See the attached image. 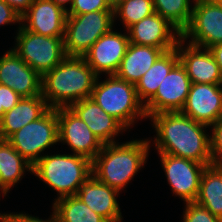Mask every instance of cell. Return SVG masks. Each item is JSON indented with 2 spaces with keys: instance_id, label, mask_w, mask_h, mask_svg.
Masks as SVG:
<instances>
[{
  "instance_id": "cell-1",
  "label": "cell",
  "mask_w": 222,
  "mask_h": 222,
  "mask_svg": "<svg viewBox=\"0 0 222 222\" xmlns=\"http://www.w3.org/2000/svg\"><path fill=\"white\" fill-rule=\"evenodd\" d=\"M157 137L154 140L159 154H170L212 165L211 142L206 128L185 116L181 111L161 112L150 117ZM205 127V128H204Z\"/></svg>"
},
{
  "instance_id": "cell-2",
  "label": "cell",
  "mask_w": 222,
  "mask_h": 222,
  "mask_svg": "<svg viewBox=\"0 0 222 222\" xmlns=\"http://www.w3.org/2000/svg\"><path fill=\"white\" fill-rule=\"evenodd\" d=\"M97 78L84 57L66 56L42 76L41 95L50 108H70L91 97Z\"/></svg>"
},
{
  "instance_id": "cell-3",
  "label": "cell",
  "mask_w": 222,
  "mask_h": 222,
  "mask_svg": "<svg viewBox=\"0 0 222 222\" xmlns=\"http://www.w3.org/2000/svg\"><path fill=\"white\" fill-rule=\"evenodd\" d=\"M147 140L104 144L92 160V175L119 192L146 163L150 144Z\"/></svg>"
},
{
  "instance_id": "cell-4",
  "label": "cell",
  "mask_w": 222,
  "mask_h": 222,
  "mask_svg": "<svg viewBox=\"0 0 222 222\" xmlns=\"http://www.w3.org/2000/svg\"><path fill=\"white\" fill-rule=\"evenodd\" d=\"M59 194L57 199L75 196L80 186L92 175V161L76 154L43 155L32 171Z\"/></svg>"
},
{
  "instance_id": "cell-5",
  "label": "cell",
  "mask_w": 222,
  "mask_h": 222,
  "mask_svg": "<svg viewBox=\"0 0 222 222\" xmlns=\"http://www.w3.org/2000/svg\"><path fill=\"white\" fill-rule=\"evenodd\" d=\"M98 76L91 93L93 99L106 113L117 119L127 130L139 117L147 118L144 104L138 99L135 85L108 75L103 82Z\"/></svg>"
},
{
  "instance_id": "cell-6",
  "label": "cell",
  "mask_w": 222,
  "mask_h": 222,
  "mask_svg": "<svg viewBox=\"0 0 222 222\" xmlns=\"http://www.w3.org/2000/svg\"><path fill=\"white\" fill-rule=\"evenodd\" d=\"M114 11L67 15L64 37L66 56L83 57L114 25Z\"/></svg>"
},
{
  "instance_id": "cell-7",
  "label": "cell",
  "mask_w": 222,
  "mask_h": 222,
  "mask_svg": "<svg viewBox=\"0 0 222 222\" xmlns=\"http://www.w3.org/2000/svg\"><path fill=\"white\" fill-rule=\"evenodd\" d=\"M15 39L12 50L41 77L66 57L64 37L39 35L19 26Z\"/></svg>"
},
{
  "instance_id": "cell-8",
  "label": "cell",
  "mask_w": 222,
  "mask_h": 222,
  "mask_svg": "<svg viewBox=\"0 0 222 222\" xmlns=\"http://www.w3.org/2000/svg\"><path fill=\"white\" fill-rule=\"evenodd\" d=\"M7 141L32 166L49 146L59 142L57 109L50 108L39 119L28 123Z\"/></svg>"
},
{
  "instance_id": "cell-9",
  "label": "cell",
  "mask_w": 222,
  "mask_h": 222,
  "mask_svg": "<svg viewBox=\"0 0 222 222\" xmlns=\"http://www.w3.org/2000/svg\"><path fill=\"white\" fill-rule=\"evenodd\" d=\"M192 18L188 27L182 32L188 44L209 49L222 44V7L215 1L194 0Z\"/></svg>"
},
{
  "instance_id": "cell-10",
  "label": "cell",
  "mask_w": 222,
  "mask_h": 222,
  "mask_svg": "<svg viewBox=\"0 0 222 222\" xmlns=\"http://www.w3.org/2000/svg\"><path fill=\"white\" fill-rule=\"evenodd\" d=\"M57 118L59 142L67 143L73 154L92 161L104 144L71 108H58Z\"/></svg>"
},
{
  "instance_id": "cell-11",
  "label": "cell",
  "mask_w": 222,
  "mask_h": 222,
  "mask_svg": "<svg viewBox=\"0 0 222 222\" xmlns=\"http://www.w3.org/2000/svg\"><path fill=\"white\" fill-rule=\"evenodd\" d=\"M191 81L180 61L164 77L155 96L144 106L147 118L161 112L181 111L186 103Z\"/></svg>"
},
{
  "instance_id": "cell-12",
  "label": "cell",
  "mask_w": 222,
  "mask_h": 222,
  "mask_svg": "<svg viewBox=\"0 0 222 222\" xmlns=\"http://www.w3.org/2000/svg\"><path fill=\"white\" fill-rule=\"evenodd\" d=\"M162 167L173 194L181 200L195 202L206 165L170 154H159Z\"/></svg>"
},
{
  "instance_id": "cell-13",
  "label": "cell",
  "mask_w": 222,
  "mask_h": 222,
  "mask_svg": "<svg viewBox=\"0 0 222 222\" xmlns=\"http://www.w3.org/2000/svg\"><path fill=\"white\" fill-rule=\"evenodd\" d=\"M181 112L198 123L212 127L222 117V84L191 83Z\"/></svg>"
},
{
  "instance_id": "cell-14",
  "label": "cell",
  "mask_w": 222,
  "mask_h": 222,
  "mask_svg": "<svg viewBox=\"0 0 222 222\" xmlns=\"http://www.w3.org/2000/svg\"><path fill=\"white\" fill-rule=\"evenodd\" d=\"M130 41L128 34L113 31L102 35L83 56L92 70L100 76L102 72L115 75L126 53Z\"/></svg>"
},
{
  "instance_id": "cell-15",
  "label": "cell",
  "mask_w": 222,
  "mask_h": 222,
  "mask_svg": "<svg viewBox=\"0 0 222 222\" xmlns=\"http://www.w3.org/2000/svg\"><path fill=\"white\" fill-rule=\"evenodd\" d=\"M125 31H128L130 43L160 48L164 52L176 48L177 42L181 39V33L156 12Z\"/></svg>"
},
{
  "instance_id": "cell-16",
  "label": "cell",
  "mask_w": 222,
  "mask_h": 222,
  "mask_svg": "<svg viewBox=\"0 0 222 222\" xmlns=\"http://www.w3.org/2000/svg\"><path fill=\"white\" fill-rule=\"evenodd\" d=\"M42 77L12 49L0 57V84L21 97L41 95Z\"/></svg>"
},
{
  "instance_id": "cell-17",
  "label": "cell",
  "mask_w": 222,
  "mask_h": 222,
  "mask_svg": "<svg viewBox=\"0 0 222 222\" xmlns=\"http://www.w3.org/2000/svg\"><path fill=\"white\" fill-rule=\"evenodd\" d=\"M66 19L67 11L52 0H34L21 16V26L39 35L65 37Z\"/></svg>"
},
{
  "instance_id": "cell-18",
  "label": "cell",
  "mask_w": 222,
  "mask_h": 222,
  "mask_svg": "<svg viewBox=\"0 0 222 222\" xmlns=\"http://www.w3.org/2000/svg\"><path fill=\"white\" fill-rule=\"evenodd\" d=\"M184 42L181 38L176 49L191 83L222 84V73L211 51L191 44L183 49Z\"/></svg>"
},
{
  "instance_id": "cell-19",
  "label": "cell",
  "mask_w": 222,
  "mask_h": 222,
  "mask_svg": "<svg viewBox=\"0 0 222 222\" xmlns=\"http://www.w3.org/2000/svg\"><path fill=\"white\" fill-rule=\"evenodd\" d=\"M119 193L118 190L102 183L91 175L82 183L76 196L108 222H121L122 215L117 202Z\"/></svg>"
},
{
  "instance_id": "cell-20",
  "label": "cell",
  "mask_w": 222,
  "mask_h": 222,
  "mask_svg": "<svg viewBox=\"0 0 222 222\" xmlns=\"http://www.w3.org/2000/svg\"><path fill=\"white\" fill-rule=\"evenodd\" d=\"M70 108L88 125L92 133L103 144L116 143L114 138L126 129L91 98L80 100Z\"/></svg>"
},
{
  "instance_id": "cell-21",
  "label": "cell",
  "mask_w": 222,
  "mask_h": 222,
  "mask_svg": "<svg viewBox=\"0 0 222 222\" xmlns=\"http://www.w3.org/2000/svg\"><path fill=\"white\" fill-rule=\"evenodd\" d=\"M49 109L42 95L22 97L11 110L3 115L0 122V139L7 140L28 123L39 119Z\"/></svg>"
},
{
  "instance_id": "cell-22",
  "label": "cell",
  "mask_w": 222,
  "mask_h": 222,
  "mask_svg": "<svg viewBox=\"0 0 222 222\" xmlns=\"http://www.w3.org/2000/svg\"><path fill=\"white\" fill-rule=\"evenodd\" d=\"M163 53L164 51L160 48L129 43L115 75L136 85Z\"/></svg>"
},
{
  "instance_id": "cell-23",
  "label": "cell",
  "mask_w": 222,
  "mask_h": 222,
  "mask_svg": "<svg viewBox=\"0 0 222 222\" xmlns=\"http://www.w3.org/2000/svg\"><path fill=\"white\" fill-rule=\"evenodd\" d=\"M179 62L177 49L164 52L151 66V68L139 79L135 85L138 99L144 106L156 94L164 77ZM146 101V102H145Z\"/></svg>"
},
{
  "instance_id": "cell-24",
  "label": "cell",
  "mask_w": 222,
  "mask_h": 222,
  "mask_svg": "<svg viewBox=\"0 0 222 222\" xmlns=\"http://www.w3.org/2000/svg\"><path fill=\"white\" fill-rule=\"evenodd\" d=\"M195 202L222 219V164L205 167Z\"/></svg>"
},
{
  "instance_id": "cell-25",
  "label": "cell",
  "mask_w": 222,
  "mask_h": 222,
  "mask_svg": "<svg viewBox=\"0 0 222 222\" xmlns=\"http://www.w3.org/2000/svg\"><path fill=\"white\" fill-rule=\"evenodd\" d=\"M25 170L32 171V165L7 140L0 139V190L3 196L20 181Z\"/></svg>"
},
{
  "instance_id": "cell-26",
  "label": "cell",
  "mask_w": 222,
  "mask_h": 222,
  "mask_svg": "<svg viewBox=\"0 0 222 222\" xmlns=\"http://www.w3.org/2000/svg\"><path fill=\"white\" fill-rule=\"evenodd\" d=\"M54 200L53 210L60 222H108L92 211L76 195Z\"/></svg>"
},
{
  "instance_id": "cell-27",
  "label": "cell",
  "mask_w": 222,
  "mask_h": 222,
  "mask_svg": "<svg viewBox=\"0 0 222 222\" xmlns=\"http://www.w3.org/2000/svg\"><path fill=\"white\" fill-rule=\"evenodd\" d=\"M190 4L192 5L190 0H153L154 11L181 34L188 27L192 18L193 7Z\"/></svg>"
},
{
  "instance_id": "cell-28",
  "label": "cell",
  "mask_w": 222,
  "mask_h": 222,
  "mask_svg": "<svg viewBox=\"0 0 222 222\" xmlns=\"http://www.w3.org/2000/svg\"><path fill=\"white\" fill-rule=\"evenodd\" d=\"M114 19L120 17L126 30L143 18L153 14V0H114Z\"/></svg>"
},
{
  "instance_id": "cell-29",
  "label": "cell",
  "mask_w": 222,
  "mask_h": 222,
  "mask_svg": "<svg viewBox=\"0 0 222 222\" xmlns=\"http://www.w3.org/2000/svg\"><path fill=\"white\" fill-rule=\"evenodd\" d=\"M114 0H73L67 15H81L94 11H114Z\"/></svg>"
},
{
  "instance_id": "cell-30",
  "label": "cell",
  "mask_w": 222,
  "mask_h": 222,
  "mask_svg": "<svg viewBox=\"0 0 222 222\" xmlns=\"http://www.w3.org/2000/svg\"><path fill=\"white\" fill-rule=\"evenodd\" d=\"M222 219L214 216L205 207L196 202H187L183 214V222H221Z\"/></svg>"
},
{
  "instance_id": "cell-31",
  "label": "cell",
  "mask_w": 222,
  "mask_h": 222,
  "mask_svg": "<svg viewBox=\"0 0 222 222\" xmlns=\"http://www.w3.org/2000/svg\"><path fill=\"white\" fill-rule=\"evenodd\" d=\"M210 136L211 156L213 164H222V117L212 125Z\"/></svg>"
},
{
  "instance_id": "cell-32",
  "label": "cell",
  "mask_w": 222,
  "mask_h": 222,
  "mask_svg": "<svg viewBox=\"0 0 222 222\" xmlns=\"http://www.w3.org/2000/svg\"><path fill=\"white\" fill-rule=\"evenodd\" d=\"M21 98L13 89L0 84V108H3L4 112L11 110Z\"/></svg>"
},
{
  "instance_id": "cell-33",
  "label": "cell",
  "mask_w": 222,
  "mask_h": 222,
  "mask_svg": "<svg viewBox=\"0 0 222 222\" xmlns=\"http://www.w3.org/2000/svg\"><path fill=\"white\" fill-rule=\"evenodd\" d=\"M19 22L21 25L20 15L3 0H0V26Z\"/></svg>"
},
{
  "instance_id": "cell-34",
  "label": "cell",
  "mask_w": 222,
  "mask_h": 222,
  "mask_svg": "<svg viewBox=\"0 0 222 222\" xmlns=\"http://www.w3.org/2000/svg\"><path fill=\"white\" fill-rule=\"evenodd\" d=\"M14 222H60L59 218L57 217L55 211L53 210V214L51 215L50 220H42L39 217L30 216L26 213H19V214H7Z\"/></svg>"
},
{
  "instance_id": "cell-35",
  "label": "cell",
  "mask_w": 222,
  "mask_h": 222,
  "mask_svg": "<svg viewBox=\"0 0 222 222\" xmlns=\"http://www.w3.org/2000/svg\"><path fill=\"white\" fill-rule=\"evenodd\" d=\"M6 4L12 7L20 17L28 10L34 0H3Z\"/></svg>"
},
{
  "instance_id": "cell-36",
  "label": "cell",
  "mask_w": 222,
  "mask_h": 222,
  "mask_svg": "<svg viewBox=\"0 0 222 222\" xmlns=\"http://www.w3.org/2000/svg\"><path fill=\"white\" fill-rule=\"evenodd\" d=\"M209 50L213 54L216 63L218 64L219 69L222 73V44L212 46L209 48Z\"/></svg>"
},
{
  "instance_id": "cell-37",
  "label": "cell",
  "mask_w": 222,
  "mask_h": 222,
  "mask_svg": "<svg viewBox=\"0 0 222 222\" xmlns=\"http://www.w3.org/2000/svg\"><path fill=\"white\" fill-rule=\"evenodd\" d=\"M56 5L60 6L61 8H63L64 10L68 11V8L65 7V4H70V8H71V4L73 0H52Z\"/></svg>"
},
{
  "instance_id": "cell-38",
  "label": "cell",
  "mask_w": 222,
  "mask_h": 222,
  "mask_svg": "<svg viewBox=\"0 0 222 222\" xmlns=\"http://www.w3.org/2000/svg\"><path fill=\"white\" fill-rule=\"evenodd\" d=\"M0 222H14L7 214L0 213Z\"/></svg>"
},
{
  "instance_id": "cell-39",
  "label": "cell",
  "mask_w": 222,
  "mask_h": 222,
  "mask_svg": "<svg viewBox=\"0 0 222 222\" xmlns=\"http://www.w3.org/2000/svg\"><path fill=\"white\" fill-rule=\"evenodd\" d=\"M5 114L4 109L0 108V122L2 121L3 115Z\"/></svg>"
},
{
  "instance_id": "cell-40",
  "label": "cell",
  "mask_w": 222,
  "mask_h": 222,
  "mask_svg": "<svg viewBox=\"0 0 222 222\" xmlns=\"http://www.w3.org/2000/svg\"><path fill=\"white\" fill-rule=\"evenodd\" d=\"M219 4H220V6L222 7V0H218L217 1Z\"/></svg>"
},
{
  "instance_id": "cell-41",
  "label": "cell",
  "mask_w": 222,
  "mask_h": 222,
  "mask_svg": "<svg viewBox=\"0 0 222 222\" xmlns=\"http://www.w3.org/2000/svg\"><path fill=\"white\" fill-rule=\"evenodd\" d=\"M201 1H215V2H217L218 0H201Z\"/></svg>"
}]
</instances>
